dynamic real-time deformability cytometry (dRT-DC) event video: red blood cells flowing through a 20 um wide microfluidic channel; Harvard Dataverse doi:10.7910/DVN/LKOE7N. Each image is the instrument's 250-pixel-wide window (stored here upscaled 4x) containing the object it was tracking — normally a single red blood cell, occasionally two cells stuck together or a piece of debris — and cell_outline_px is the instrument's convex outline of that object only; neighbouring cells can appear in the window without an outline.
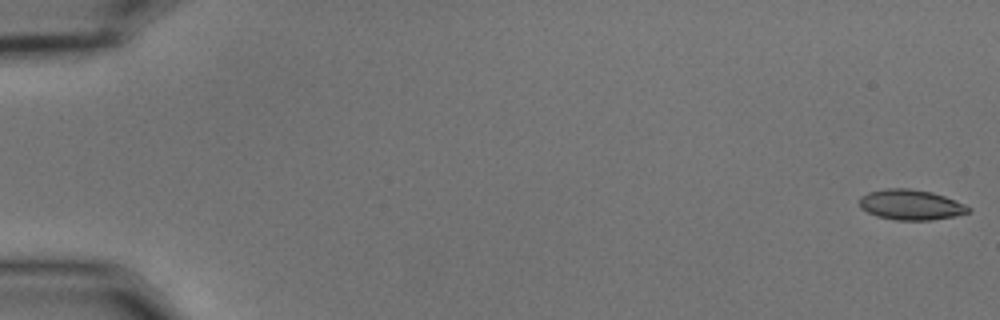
{"species": "common noctule bat (a hibernating species)", "species_latin": "Nyctalus noctula", "temperature_condition": "cold", "stored_images_in_passage": 56, "camera_frame_rate_fps": 3000, "um_per_image_px": 0.085, "animal": {"sex": "male", "body_mass_g": 15.6}, "frame": {"image": 1, "passage_image": 1, "time_ms": 0.0, "image_size_px": [1000, 320], "cell_outline_px": [[972, 208], [968, 212], [956, 216], [932, 220], [896, 220], [876, 216], [860, 208], [860, 196], [868, 192], [888, 188], [908, 188], [932, 192], [944, 196], [964, 204]], "centroid_in_image_um": [77.41, 17.41], "position_along_channel_um": 7.6, "area_um2": 19.25}}
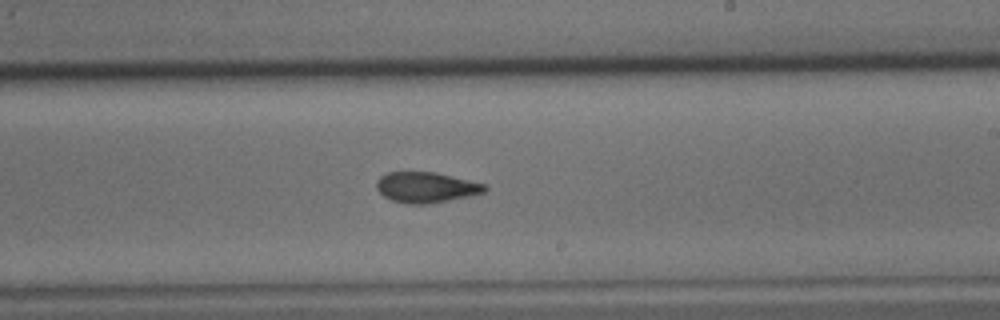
{"frame": {"image": 2, "passage_image": 34, "time_ms": 11.0, "image_size_px": [1000, 320], "cell_outline_px": [[488, 188], [484, 192], [472, 196], [428, 204], [412, 204], [392, 200], [384, 196], [376, 188], [376, 180], [380, 176], [388, 172], [436, 172], [488, 184]], "centroid_in_image_um": [36.26, 15.92], "position_along_channel_um": 252.7, "area_um2": 19.48}}
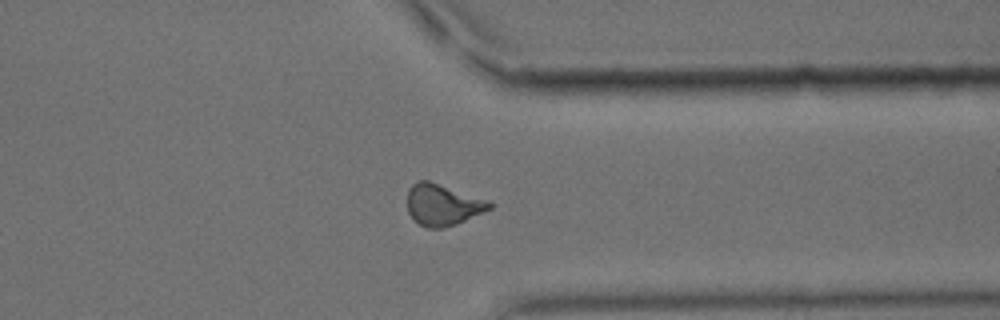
{"frame": {"image": 3, "passage_image": 44, "time_ms": 14.333, "image_size_px": [1000, 320], "cell_outline_px": [[492, 208], [484, 212], [456, 224], [440, 228], [428, 228], [420, 224], [408, 212], [408, 188], [416, 180], [428, 180], [488, 200], [492, 204]], "centroid_in_image_um": [37.62, 17.39], "position_along_channel_um": 373.8, "area_um2": 19.65}, "authors_computed_cell_mechanics": {"area_um2": 19.4208, "velocity_mm_per_s": 3.665, "shape_relaxation_time_tau1_ms": 6.9507, "shape_relaxation_time_tau2_ms": 2.444, "deformation_change_tau1": 0.1517, "deformation_change_tau2": 0.08}}